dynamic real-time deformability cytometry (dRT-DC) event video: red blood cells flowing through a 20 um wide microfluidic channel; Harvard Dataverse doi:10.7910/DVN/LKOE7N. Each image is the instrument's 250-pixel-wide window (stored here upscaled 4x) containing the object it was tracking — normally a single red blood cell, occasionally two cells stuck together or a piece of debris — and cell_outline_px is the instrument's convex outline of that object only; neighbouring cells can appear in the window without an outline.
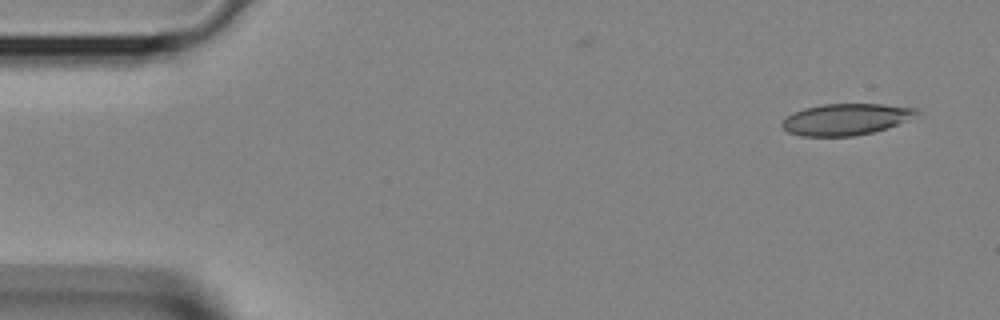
{"species": "Egyptian fruit bat (a non-hibernating species)", "species_latin": "Rousettus aegyptiacus", "temperature_condition": "room temperature", "stored_images_in_passage": 38, "camera_frame_rate_fps": 3000, "um_per_image_px": 0.085, "animal": {"sex": "female"}, "frame": {"image": 1, "passage_image": 1, "time_ms": 0.0, "image_size_px": [1000, 320], "cell_outline_px": [[920, 112], [896, 124], [872, 132], [856, 136], [800, 136], [788, 132], [780, 124], [784, 116], [792, 112], [804, 108], [824, 104], [884, 104], [920, 108]], "centroid_in_image_um": [71.83, 10.13], "position_along_channel_um": 13.2, "area_um2": 24.62}}
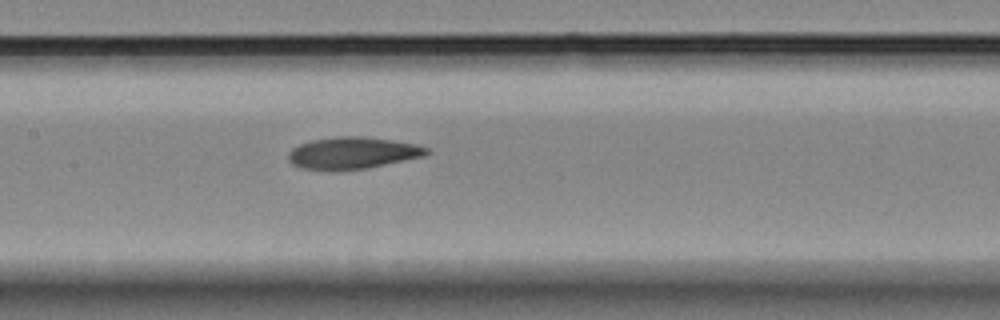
{"frame": {"image": 2, "passage_image": 17, "time_ms": 5.333, "image_size_px": [1000, 320], "cell_outline_px": [[432, 152], [424, 156], [368, 168], [300, 168], [292, 164], [288, 160], [288, 152], [292, 148], [300, 144], [312, 140], [340, 136], [364, 136], [416, 144], [428, 148]], "centroid_in_image_um": [30.0, 12.97], "position_along_channel_um": 177.4, "area_um2": 25.09}}
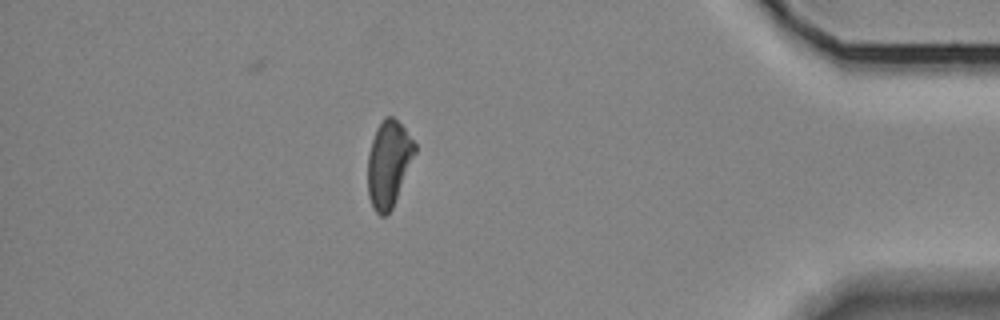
{"frame": {"image": 3, "passage_image": 33, "time_ms": 10.667, "image_size_px": [1000, 320], "cell_outline_px": [[416, 152], [392, 208], [388, 216], [380, 216], [372, 208], [368, 196], [368, 152], [376, 128], [384, 116], [392, 116], [404, 128], [416, 144]], "centroid_in_image_um": [33.02, 13.93], "position_along_channel_um": 402.2, "area_um2": 23.7}}